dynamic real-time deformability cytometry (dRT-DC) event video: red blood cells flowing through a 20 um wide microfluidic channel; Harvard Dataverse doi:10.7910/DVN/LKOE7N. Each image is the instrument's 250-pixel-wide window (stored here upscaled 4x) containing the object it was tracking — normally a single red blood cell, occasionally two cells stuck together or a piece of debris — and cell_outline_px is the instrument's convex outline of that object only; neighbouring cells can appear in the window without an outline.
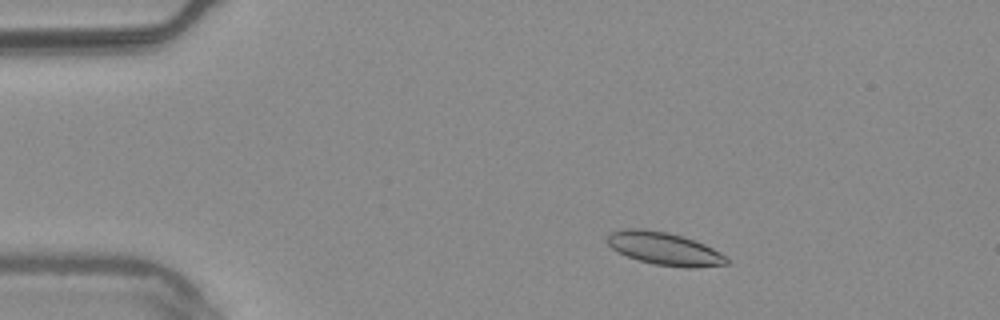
{"species": "common noctule bat (a hibernating species)", "species_latin": "Nyctalus noctula", "temperature_condition": "warm", "stored_images_in_passage": 53, "camera_frame_rate_fps": 3000, "um_per_image_px": 0.085, "animal": {"sex": "male", "body_mass_g": 20.4}, "frame": {"image": 1, "passage_image": 8, "time_ms": 2.333, "image_size_px": [1000, 320], "cell_outline_px": [[728, 264], [696, 268], [684, 268], [652, 264], [636, 260], [612, 248], [608, 244], [608, 236], [612, 232], [624, 228], [640, 228], [668, 232], [704, 244], [720, 252], [728, 260]], "centroid_in_image_um": [56.47, 21.15], "position_along_channel_um": 28.5, "area_um2": 22.72}}
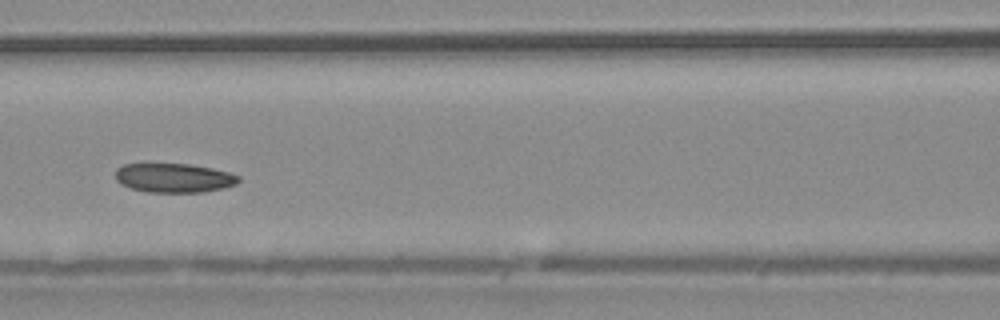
{"frame": {"image": 2, "passage_image": 23, "time_ms": 7.333, "image_size_px": [1000, 320], "cell_outline_px": [[240, 180], [236, 184], [224, 188], [200, 192], [148, 192], [132, 188], [120, 184], [116, 180], [116, 168], [124, 164], [188, 164], [212, 168], [228, 172], [240, 176]], "centroid_in_image_um": [14.79, 15.12], "position_along_channel_um": 151.8, "area_um2": 20.87}}
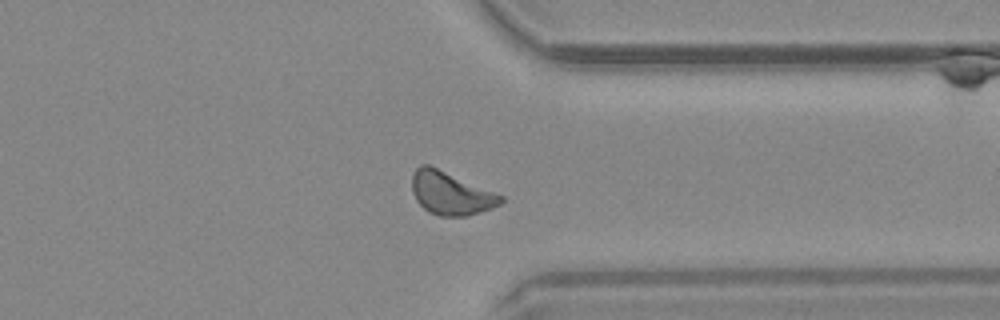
{"frame": {"image": 3, "passage_image": 41, "time_ms": 13.333, "image_size_px": [1000, 320], "cell_outline_px": [[504, 200], [500, 204], [492, 208], [468, 216], [440, 216], [428, 212], [416, 200], [412, 192], [412, 176], [416, 168], [420, 164], [428, 164], [504, 196]], "centroid_in_image_um": [38.3, 16.43], "position_along_channel_um": 373.1, "area_um2": 22.2}, "authors_computed_cell_mechanics": {"area_um2": 21.8484, "velocity_mm_per_s": 3.715, "shape_relaxation_time_tau1_ms": 7.3251, "shape_relaxation_time_tau2_ms": null, "deformation_change_tau1": 0.1039, "deformation_change_tau2": null}}